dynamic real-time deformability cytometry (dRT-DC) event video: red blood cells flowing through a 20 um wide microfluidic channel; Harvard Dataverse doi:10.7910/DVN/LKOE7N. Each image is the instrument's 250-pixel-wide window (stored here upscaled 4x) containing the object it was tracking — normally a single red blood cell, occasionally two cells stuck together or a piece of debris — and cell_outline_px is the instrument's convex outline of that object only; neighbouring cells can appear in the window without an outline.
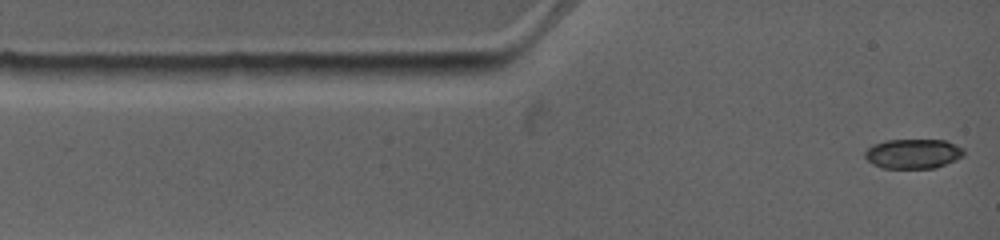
{"species": "common noctule bat (a hibernating species)", "species_latin": "Nyctalus noctula", "temperature_condition": "warm", "stored_images_in_passage": 6, "camera_frame_rate_fps": 4500, "um_per_image_px": 0.085, "animal": {"sex": "female", "body_mass_g": 19.0, "forearm_length_mm": 53.3}, "frame": {"image": 1, "passage_image": 1, "time_ms": 0.0, "image_size_px": [1000, 240], "cell_outline_px": [[964, 156], [936, 168], [884, 168], [872, 164], [864, 156], [864, 152], [868, 148], [876, 144], [888, 140], [944, 140], [964, 148]], "centroid_in_image_um": [77.63, 13.07], "position_along_channel_um": 7.4, "area_um2": 16.99}}
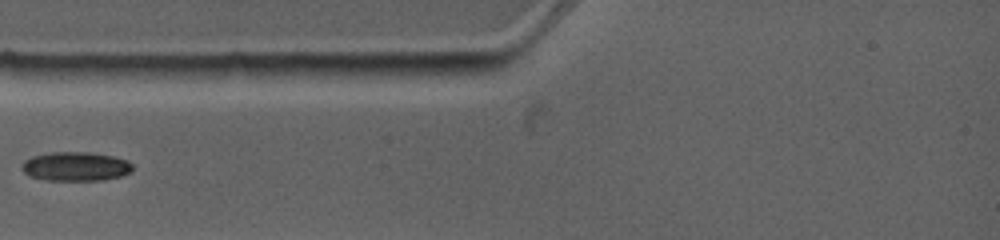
{"frame": {"image": 2, "passage_image": 4, "time_ms": 2.889, "image_size_px": [1000, 240], "cell_outline_px": [[132, 168], [128, 172], [120, 176], [104, 180], [48, 180], [28, 176], [20, 168], [20, 164], [24, 160], [32, 156], [52, 152], [88, 152], [112, 156], [124, 160], [132, 164]], "centroid_in_image_um": [6.35, 14.15], "position_along_channel_um": 78.6, "area_um2": 18.67}}
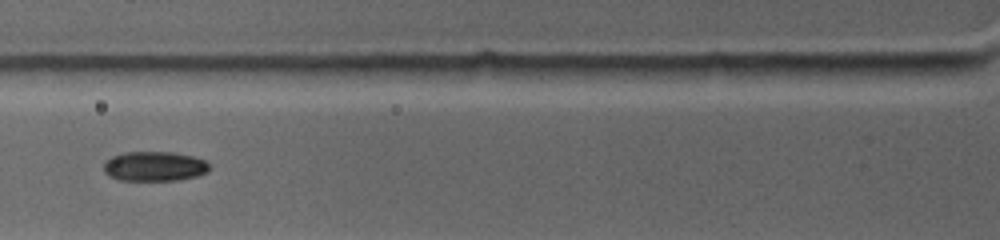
{"frame": {"image": 3, "passage_image": 5, "time_ms": 3.778, "image_size_px": [1000, 240], "cell_outline_px": [[212, 168], [208, 172], [196, 176], [180, 180], [120, 180], [108, 176], [104, 172], [104, 164], [112, 156], [124, 152], [172, 152], [192, 156], [204, 160]], "centroid_in_image_um": [13.14, 14.14], "position_along_channel_um": 112.7, "area_um2": 18.32}}